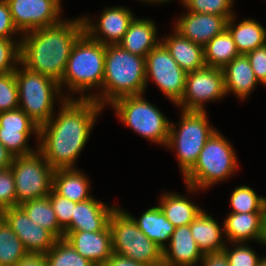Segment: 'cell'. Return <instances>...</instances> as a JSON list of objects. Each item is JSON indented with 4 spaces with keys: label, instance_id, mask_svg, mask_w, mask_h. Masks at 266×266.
Segmentation results:
<instances>
[{
    "label": "cell",
    "instance_id": "1",
    "mask_svg": "<svg viewBox=\"0 0 266 266\" xmlns=\"http://www.w3.org/2000/svg\"><path fill=\"white\" fill-rule=\"evenodd\" d=\"M62 99L59 115L39 127L36 147L55 169L74 168L103 106L94 99ZM55 120H54V119Z\"/></svg>",
    "mask_w": 266,
    "mask_h": 266
},
{
    "label": "cell",
    "instance_id": "2",
    "mask_svg": "<svg viewBox=\"0 0 266 266\" xmlns=\"http://www.w3.org/2000/svg\"><path fill=\"white\" fill-rule=\"evenodd\" d=\"M83 33L82 18L62 20L54 26L27 32L20 40L19 65L59 83L66 70L71 49Z\"/></svg>",
    "mask_w": 266,
    "mask_h": 266
},
{
    "label": "cell",
    "instance_id": "3",
    "mask_svg": "<svg viewBox=\"0 0 266 266\" xmlns=\"http://www.w3.org/2000/svg\"><path fill=\"white\" fill-rule=\"evenodd\" d=\"M146 85L145 57L132 54L119 44L106 45L103 93L88 94V99L104 107V103L111 104L123 96L144 94Z\"/></svg>",
    "mask_w": 266,
    "mask_h": 266
},
{
    "label": "cell",
    "instance_id": "4",
    "mask_svg": "<svg viewBox=\"0 0 266 266\" xmlns=\"http://www.w3.org/2000/svg\"><path fill=\"white\" fill-rule=\"evenodd\" d=\"M106 45L91 39L85 32L74 43L66 70L59 82L72 92L82 93L79 99H88L87 89L100 87L104 77Z\"/></svg>",
    "mask_w": 266,
    "mask_h": 266
},
{
    "label": "cell",
    "instance_id": "5",
    "mask_svg": "<svg viewBox=\"0 0 266 266\" xmlns=\"http://www.w3.org/2000/svg\"><path fill=\"white\" fill-rule=\"evenodd\" d=\"M231 143L215 130L206 141L193 168L184 176L190 191L209 188L229 178L238 167Z\"/></svg>",
    "mask_w": 266,
    "mask_h": 266
},
{
    "label": "cell",
    "instance_id": "6",
    "mask_svg": "<svg viewBox=\"0 0 266 266\" xmlns=\"http://www.w3.org/2000/svg\"><path fill=\"white\" fill-rule=\"evenodd\" d=\"M108 226L114 254L146 266H163V250L138 228L132 215L116 207Z\"/></svg>",
    "mask_w": 266,
    "mask_h": 266
},
{
    "label": "cell",
    "instance_id": "7",
    "mask_svg": "<svg viewBox=\"0 0 266 266\" xmlns=\"http://www.w3.org/2000/svg\"><path fill=\"white\" fill-rule=\"evenodd\" d=\"M22 67L23 69L17 66L14 71L19 94V109L40 127L54 116L53 105L56 97L67 99V96L62 97L64 95L59 83L54 79L31 71L23 65Z\"/></svg>",
    "mask_w": 266,
    "mask_h": 266
},
{
    "label": "cell",
    "instance_id": "8",
    "mask_svg": "<svg viewBox=\"0 0 266 266\" xmlns=\"http://www.w3.org/2000/svg\"><path fill=\"white\" fill-rule=\"evenodd\" d=\"M181 112L179 123L170 122L166 147L177 151L178 164L184 177L195 165L206 141L215 132V128L209 125L206 111L182 110Z\"/></svg>",
    "mask_w": 266,
    "mask_h": 266
},
{
    "label": "cell",
    "instance_id": "9",
    "mask_svg": "<svg viewBox=\"0 0 266 266\" xmlns=\"http://www.w3.org/2000/svg\"><path fill=\"white\" fill-rule=\"evenodd\" d=\"M126 126L142 137L166 146L170 122L143 94L117 98L110 104Z\"/></svg>",
    "mask_w": 266,
    "mask_h": 266
},
{
    "label": "cell",
    "instance_id": "10",
    "mask_svg": "<svg viewBox=\"0 0 266 266\" xmlns=\"http://www.w3.org/2000/svg\"><path fill=\"white\" fill-rule=\"evenodd\" d=\"M10 168L16 186V206L50 194L54 169L38 149L29 155L14 157Z\"/></svg>",
    "mask_w": 266,
    "mask_h": 266
},
{
    "label": "cell",
    "instance_id": "11",
    "mask_svg": "<svg viewBox=\"0 0 266 266\" xmlns=\"http://www.w3.org/2000/svg\"><path fill=\"white\" fill-rule=\"evenodd\" d=\"M146 83H154L175 105L185 91L187 73L172 58L169 50L160 42L145 57Z\"/></svg>",
    "mask_w": 266,
    "mask_h": 266
},
{
    "label": "cell",
    "instance_id": "12",
    "mask_svg": "<svg viewBox=\"0 0 266 266\" xmlns=\"http://www.w3.org/2000/svg\"><path fill=\"white\" fill-rule=\"evenodd\" d=\"M226 96L224 74L221 68L205 66L186 75L185 91L176 104L183 111L204 112V102Z\"/></svg>",
    "mask_w": 266,
    "mask_h": 266
},
{
    "label": "cell",
    "instance_id": "13",
    "mask_svg": "<svg viewBox=\"0 0 266 266\" xmlns=\"http://www.w3.org/2000/svg\"><path fill=\"white\" fill-rule=\"evenodd\" d=\"M18 32H27L59 24L61 8L52 0H5Z\"/></svg>",
    "mask_w": 266,
    "mask_h": 266
},
{
    "label": "cell",
    "instance_id": "14",
    "mask_svg": "<svg viewBox=\"0 0 266 266\" xmlns=\"http://www.w3.org/2000/svg\"><path fill=\"white\" fill-rule=\"evenodd\" d=\"M0 216L22 241L27 253L46 254L58 240L50 231L33 223L19 205L2 210Z\"/></svg>",
    "mask_w": 266,
    "mask_h": 266
},
{
    "label": "cell",
    "instance_id": "15",
    "mask_svg": "<svg viewBox=\"0 0 266 266\" xmlns=\"http://www.w3.org/2000/svg\"><path fill=\"white\" fill-rule=\"evenodd\" d=\"M34 133L39 139V126L23 110L0 113V142L14 157L36 151L28 145V138Z\"/></svg>",
    "mask_w": 266,
    "mask_h": 266
},
{
    "label": "cell",
    "instance_id": "16",
    "mask_svg": "<svg viewBox=\"0 0 266 266\" xmlns=\"http://www.w3.org/2000/svg\"><path fill=\"white\" fill-rule=\"evenodd\" d=\"M134 18L129 9L121 6L106 8L102 12L97 25L88 17H82L84 32L91 39L104 45L119 44Z\"/></svg>",
    "mask_w": 266,
    "mask_h": 266
},
{
    "label": "cell",
    "instance_id": "17",
    "mask_svg": "<svg viewBox=\"0 0 266 266\" xmlns=\"http://www.w3.org/2000/svg\"><path fill=\"white\" fill-rule=\"evenodd\" d=\"M64 239L83 257L95 266L106 262L113 254L111 231H64Z\"/></svg>",
    "mask_w": 266,
    "mask_h": 266
},
{
    "label": "cell",
    "instance_id": "18",
    "mask_svg": "<svg viewBox=\"0 0 266 266\" xmlns=\"http://www.w3.org/2000/svg\"><path fill=\"white\" fill-rule=\"evenodd\" d=\"M227 21L224 16L188 11L177 20L175 30L188 40L204 47L226 29Z\"/></svg>",
    "mask_w": 266,
    "mask_h": 266
},
{
    "label": "cell",
    "instance_id": "19",
    "mask_svg": "<svg viewBox=\"0 0 266 266\" xmlns=\"http://www.w3.org/2000/svg\"><path fill=\"white\" fill-rule=\"evenodd\" d=\"M204 254L193 239L190 225L175 228L163 249V266H194Z\"/></svg>",
    "mask_w": 266,
    "mask_h": 266
},
{
    "label": "cell",
    "instance_id": "20",
    "mask_svg": "<svg viewBox=\"0 0 266 266\" xmlns=\"http://www.w3.org/2000/svg\"><path fill=\"white\" fill-rule=\"evenodd\" d=\"M116 207H109L95 198L77 202L71 218V225L65 231H103Z\"/></svg>",
    "mask_w": 266,
    "mask_h": 266
},
{
    "label": "cell",
    "instance_id": "21",
    "mask_svg": "<svg viewBox=\"0 0 266 266\" xmlns=\"http://www.w3.org/2000/svg\"><path fill=\"white\" fill-rule=\"evenodd\" d=\"M265 212L233 213L224 220V234L231 243L260 241Z\"/></svg>",
    "mask_w": 266,
    "mask_h": 266
},
{
    "label": "cell",
    "instance_id": "22",
    "mask_svg": "<svg viewBox=\"0 0 266 266\" xmlns=\"http://www.w3.org/2000/svg\"><path fill=\"white\" fill-rule=\"evenodd\" d=\"M226 94L234 93L241 100L248 97L259 83L245 54H240L223 69Z\"/></svg>",
    "mask_w": 266,
    "mask_h": 266
},
{
    "label": "cell",
    "instance_id": "23",
    "mask_svg": "<svg viewBox=\"0 0 266 266\" xmlns=\"http://www.w3.org/2000/svg\"><path fill=\"white\" fill-rule=\"evenodd\" d=\"M161 42L186 73L206 66L203 46L188 40L176 30L172 36H166Z\"/></svg>",
    "mask_w": 266,
    "mask_h": 266
},
{
    "label": "cell",
    "instance_id": "24",
    "mask_svg": "<svg viewBox=\"0 0 266 266\" xmlns=\"http://www.w3.org/2000/svg\"><path fill=\"white\" fill-rule=\"evenodd\" d=\"M156 38L154 21L134 18L119 45L132 54L146 57L161 42Z\"/></svg>",
    "mask_w": 266,
    "mask_h": 266
},
{
    "label": "cell",
    "instance_id": "25",
    "mask_svg": "<svg viewBox=\"0 0 266 266\" xmlns=\"http://www.w3.org/2000/svg\"><path fill=\"white\" fill-rule=\"evenodd\" d=\"M190 229L198 248L203 254L221 252L227 244L222 241L224 229L204 210L190 223ZM222 232V233H221Z\"/></svg>",
    "mask_w": 266,
    "mask_h": 266
},
{
    "label": "cell",
    "instance_id": "26",
    "mask_svg": "<svg viewBox=\"0 0 266 266\" xmlns=\"http://www.w3.org/2000/svg\"><path fill=\"white\" fill-rule=\"evenodd\" d=\"M89 187V179L78 169L62 168L54 170L52 188L59 195L71 201L83 202L92 198L88 192Z\"/></svg>",
    "mask_w": 266,
    "mask_h": 266
},
{
    "label": "cell",
    "instance_id": "27",
    "mask_svg": "<svg viewBox=\"0 0 266 266\" xmlns=\"http://www.w3.org/2000/svg\"><path fill=\"white\" fill-rule=\"evenodd\" d=\"M235 15H233L226 25L235 42L237 51L240 54H246L266 44V30L254 19H245L236 26Z\"/></svg>",
    "mask_w": 266,
    "mask_h": 266
},
{
    "label": "cell",
    "instance_id": "28",
    "mask_svg": "<svg viewBox=\"0 0 266 266\" xmlns=\"http://www.w3.org/2000/svg\"><path fill=\"white\" fill-rule=\"evenodd\" d=\"M136 222L138 228L162 250L166 247L165 242L170 241L175 227L167 220L159 205L145 211Z\"/></svg>",
    "mask_w": 266,
    "mask_h": 266
},
{
    "label": "cell",
    "instance_id": "29",
    "mask_svg": "<svg viewBox=\"0 0 266 266\" xmlns=\"http://www.w3.org/2000/svg\"><path fill=\"white\" fill-rule=\"evenodd\" d=\"M159 207L175 228L190 225L202 211L190 200L176 193L163 194Z\"/></svg>",
    "mask_w": 266,
    "mask_h": 266
},
{
    "label": "cell",
    "instance_id": "30",
    "mask_svg": "<svg viewBox=\"0 0 266 266\" xmlns=\"http://www.w3.org/2000/svg\"><path fill=\"white\" fill-rule=\"evenodd\" d=\"M203 49L206 66L214 68L223 69L234 58L240 55L227 29L211 39Z\"/></svg>",
    "mask_w": 266,
    "mask_h": 266
},
{
    "label": "cell",
    "instance_id": "31",
    "mask_svg": "<svg viewBox=\"0 0 266 266\" xmlns=\"http://www.w3.org/2000/svg\"><path fill=\"white\" fill-rule=\"evenodd\" d=\"M32 220L50 231L57 239L64 238V230L59 226L53 206L48 196L26 201L19 205Z\"/></svg>",
    "mask_w": 266,
    "mask_h": 266
},
{
    "label": "cell",
    "instance_id": "32",
    "mask_svg": "<svg viewBox=\"0 0 266 266\" xmlns=\"http://www.w3.org/2000/svg\"><path fill=\"white\" fill-rule=\"evenodd\" d=\"M26 254L22 241L0 216V266H14Z\"/></svg>",
    "mask_w": 266,
    "mask_h": 266
},
{
    "label": "cell",
    "instance_id": "33",
    "mask_svg": "<svg viewBox=\"0 0 266 266\" xmlns=\"http://www.w3.org/2000/svg\"><path fill=\"white\" fill-rule=\"evenodd\" d=\"M45 256L47 266H95L83 258L64 238L58 239Z\"/></svg>",
    "mask_w": 266,
    "mask_h": 266
},
{
    "label": "cell",
    "instance_id": "34",
    "mask_svg": "<svg viewBox=\"0 0 266 266\" xmlns=\"http://www.w3.org/2000/svg\"><path fill=\"white\" fill-rule=\"evenodd\" d=\"M230 203L233 213L266 212V198L258 196L246 185L235 188Z\"/></svg>",
    "mask_w": 266,
    "mask_h": 266
},
{
    "label": "cell",
    "instance_id": "35",
    "mask_svg": "<svg viewBox=\"0 0 266 266\" xmlns=\"http://www.w3.org/2000/svg\"><path fill=\"white\" fill-rule=\"evenodd\" d=\"M234 0H181L187 11L192 13H208L224 16L229 20L233 15L231 10Z\"/></svg>",
    "mask_w": 266,
    "mask_h": 266
},
{
    "label": "cell",
    "instance_id": "36",
    "mask_svg": "<svg viewBox=\"0 0 266 266\" xmlns=\"http://www.w3.org/2000/svg\"><path fill=\"white\" fill-rule=\"evenodd\" d=\"M19 108V94L15 72L0 75V113Z\"/></svg>",
    "mask_w": 266,
    "mask_h": 266
},
{
    "label": "cell",
    "instance_id": "37",
    "mask_svg": "<svg viewBox=\"0 0 266 266\" xmlns=\"http://www.w3.org/2000/svg\"><path fill=\"white\" fill-rule=\"evenodd\" d=\"M20 40L0 39V75L14 72L20 63Z\"/></svg>",
    "mask_w": 266,
    "mask_h": 266
},
{
    "label": "cell",
    "instance_id": "38",
    "mask_svg": "<svg viewBox=\"0 0 266 266\" xmlns=\"http://www.w3.org/2000/svg\"><path fill=\"white\" fill-rule=\"evenodd\" d=\"M235 245V249L230 250L227 246L223 249L230 266H259L261 258L254 250L243 242L235 243Z\"/></svg>",
    "mask_w": 266,
    "mask_h": 266
},
{
    "label": "cell",
    "instance_id": "39",
    "mask_svg": "<svg viewBox=\"0 0 266 266\" xmlns=\"http://www.w3.org/2000/svg\"><path fill=\"white\" fill-rule=\"evenodd\" d=\"M59 226L65 231L71 225V218L77 202L59 195L53 188L48 195Z\"/></svg>",
    "mask_w": 266,
    "mask_h": 266
},
{
    "label": "cell",
    "instance_id": "40",
    "mask_svg": "<svg viewBox=\"0 0 266 266\" xmlns=\"http://www.w3.org/2000/svg\"><path fill=\"white\" fill-rule=\"evenodd\" d=\"M16 206V186L11 168L0 170V212Z\"/></svg>",
    "mask_w": 266,
    "mask_h": 266
},
{
    "label": "cell",
    "instance_id": "41",
    "mask_svg": "<svg viewBox=\"0 0 266 266\" xmlns=\"http://www.w3.org/2000/svg\"><path fill=\"white\" fill-rule=\"evenodd\" d=\"M258 82L266 86V44L245 54Z\"/></svg>",
    "mask_w": 266,
    "mask_h": 266
},
{
    "label": "cell",
    "instance_id": "42",
    "mask_svg": "<svg viewBox=\"0 0 266 266\" xmlns=\"http://www.w3.org/2000/svg\"><path fill=\"white\" fill-rule=\"evenodd\" d=\"M14 33H19L13 24L10 8L5 0H0V39L12 38Z\"/></svg>",
    "mask_w": 266,
    "mask_h": 266
},
{
    "label": "cell",
    "instance_id": "43",
    "mask_svg": "<svg viewBox=\"0 0 266 266\" xmlns=\"http://www.w3.org/2000/svg\"><path fill=\"white\" fill-rule=\"evenodd\" d=\"M200 263L202 266H230L224 251L205 253Z\"/></svg>",
    "mask_w": 266,
    "mask_h": 266
},
{
    "label": "cell",
    "instance_id": "44",
    "mask_svg": "<svg viewBox=\"0 0 266 266\" xmlns=\"http://www.w3.org/2000/svg\"><path fill=\"white\" fill-rule=\"evenodd\" d=\"M14 266H47L45 254L27 253Z\"/></svg>",
    "mask_w": 266,
    "mask_h": 266
},
{
    "label": "cell",
    "instance_id": "45",
    "mask_svg": "<svg viewBox=\"0 0 266 266\" xmlns=\"http://www.w3.org/2000/svg\"><path fill=\"white\" fill-rule=\"evenodd\" d=\"M99 266H146V265L113 253L112 256L106 262H104Z\"/></svg>",
    "mask_w": 266,
    "mask_h": 266
},
{
    "label": "cell",
    "instance_id": "46",
    "mask_svg": "<svg viewBox=\"0 0 266 266\" xmlns=\"http://www.w3.org/2000/svg\"><path fill=\"white\" fill-rule=\"evenodd\" d=\"M14 156L0 142V170H5L11 167Z\"/></svg>",
    "mask_w": 266,
    "mask_h": 266
},
{
    "label": "cell",
    "instance_id": "47",
    "mask_svg": "<svg viewBox=\"0 0 266 266\" xmlns=\"http://www.w3.org/2000/svg\"><path fill=\"white\" fill-rule=\"evenodd\" d=\"M261 242V244H265L266 245V212L264 214V218H263V224H262V234H261V238L259 243Z\"/></svg>",
    "mask_w": 266,
    "mask_h": 266
},
{
    "label": "cell",
    "instance_id": "48",
    "mask_svg": "<svg viewBox=\"0 0 266 266\" xmlns=\"http://www.w3.org/2000/svg\"><path fill=\"white\" fill-rule=\"evenodd\" d=\"M142 1L150 2V3H151V2H152V3L154 2V3L157 4V3H165V2L167 3V2H169V1H171V0H142Z\"/></svg>",
    "mask_w": 266,
    "mask_h": 266
},
{
    "label": "cell",
    "instance_id": "49",
    "mask_svg": "<svg viewBox=\"0 0 266 266\" xmlns=\"http://www.w3.org/2000/svg\"><path fill=\"white\" fill-rule=\"evenodd\" d=\"M259 266H266V257L261 259Z\"/></svg>",
    "mask_w": 266,
    "mask_h": 266
},
{
    "label": "cell",
    "instance_id": "50",
    "mask_svg": "<svg viewBox=\"0 0 266 266\" xmlns=\"http://www.w3.org/2000/svg\"><path fill=\"white\" fill-rule=\"evenodd\" d=\"M52 1L61 8V0H52Z\"/></svg>",
    "mask_w": 266,
    "mask_h": 266
}]
</instances>
